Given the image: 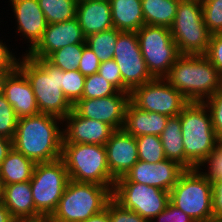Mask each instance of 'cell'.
Instances as JSON below:
<instances>
[{
	"label": "cell",
	"instance_id": "6da1fadb",
	"mask_svg": "<svg viewBox=\"0 0 222 222\" xmlns=\"http://www.w3.org/2000/svg\"><path fill=\"white\" fill-rule=\"evenodd\" d=\"M58 121L63 120L43 113L18 118L13 148L35 163L61 158L63 130Z\"/></svg>",
	"mask_w": 222,
	"mask_h": 222
},
{
	"label": "cell",
	"instance_id": "7a4b0ae2",
	"mask_svg": "<svg viewBox=\"0 0 222 222\" xmlns=\"http://www.w3.org/2000/svg\"><path fill=\"white\" fill-rule=\"evenodd\" d=\"M21 59L18 68L32 86L39 112L63 120L73 110V105L62 91V70L47 59H31L26 54Z\"/></svg>",
	"mask_w": 222,
	"mask_h": 222
},
{
	"label": "cell",
	"instance_id": "3957f363",
	"mask_svg": "<svg viewBox=\"0 0 222 222\" xmlns=\"http://www.w3.org/2000/svg\"><path fill=\"white\" fill-rule=\"evenodd\" d=\"M164 79L190 102H203L222 89V77L205 55H180Z\"/></svg>",
	"mask_w": 222,
	"mask_h": 222
},
{
	"label": "cell",
	"instance_id": "277c9868",
	"mask_svg": "<svg viewBox=\"0 0 222 222\" xmlns=\"http://www.w3.org/2000/svg\"><path fill=\"white\" fill-rule=\"evenodd\" d=\"M185 153V169H202L218 139L208 108L203 102H190L179 114Z\"/></svg>",
	"mask_w": 222,
	"mask_h": 222
},
{
	"label": "cell",
	"instance_id": "5b68a950",
	"mask_svg": "<svg viewBox=\"0 0 222 222\" xmlns=\"http://www.w3.org/2000/svg\"><path fill=\"white\" fill-rule=\"evenodd\" d=\"M114 186L69 180L51 217L59 222H82L106 209Z\"/></svg>",
	"mask_w": 222,
	"mask_h": 222
},
{
	"label": "cell",
	"instance_id": "8992f818",
	"mask_svg": "<svg viewBox=\"0 0 222 222\" xmlns=\"http://www.w3.org/2000/svg\"><path fill=\"white\" fill-rule=\"evenodd\" d=\"M61 159L65 164L70 180L114 186L116 179L109 171L105 146L63 143Z\"/></svg>",
	"mask_w": 222,
	"mask_h": 222
},
{
	"label": "cell",
	"instance_id": "52a82bcc",
	"mask_svg": "<svg viewBox=\"0 0 222 222\" xmlns=\"http://www.w3.org/2000/svg\"><path fill=\"white\" fill-rule=\"evenodd\" d=\"M170 203L194 222L213 220L212 183L198 168L186 169L169 191Z\"/></svg>",
	"mask_w": 222,
	"mask_h": 222
},
{
	"label": "cell",
	"instance_id": "ba28073f",
	"mask_svg": "<svg viewBox=\"0 0 222 222\" xmlns=\"http://www.w3.org/2000/svg\"><path fill=\"white\" fill-rule=\"evenodd\" d=\"M170 31L181 55H206L212 34L204 23L198 1L179 0Z\"/></svg>",
	"mask_w": 222,
	"mask_h": 222
},
{
	"label": "cell",
	"instance_id": "9c48e42d",
	"mask_svg": "<svg viewBox=\"0 0 222 222\" xmlns=\"http://www.w3.org/2000/svg\"><path fill=\"white\" fill-rule=\"evenodd\" d=\"M69 180L61 158L36 163L30 184L35 210L41 216H51L56 210Z\"/></svg>",
	"mask_w": 222,
	"mask_h": 222
},
{
	"label": "cell",
	"instance_id": "30bf717a",
	"mask_svg": "<svg viewBox=\"0 0 222 222\" xmlns=\"http://www.w3.org/2000/svg\"><path fill=\"white\" fill-rule=\"evenodd\" d=\"M136 33L148 72L153 78H164L181 55L170 28L143 25Z\"/></svg>",
	"mask_w": 222,
	"mask_h": 222
},
{
	"label": "cell",
	"instance_id": "8fae6325",
	"mask_svg": "<svg viewBox=\"0 0 222 222\" xmlns=\"http://www.w3.org/2000/svg\"><path fill=\"white\" fill-rule=\"evenodd\" d=\"M112 198L122 207L133 210L142 218L154 222L169 201V192L155 186L131 182L125 176L115 180Z\"/></svg>",
	"mask_w": 222,
	"mask_h": 222
},
{
	"label": "cell",
	"instance_id": "7c38bea8",
	"mask_svg": "<svg viewBox=\"0 0 222 222\" xmlns=\"http://www.w3.org/2000/svg\"><path fill=\"white\" fill-rule=\"evenodd\" d=\"M130 101L146 112H157L168 117L178 116L190 101L164 78L152 80L136 87Z\"/></svg>",
	"mask_w": 222,
	"mask_h": 222
},
{
	"label": "cell",
	"instance_id": "4fadbf2b",
	"mask_svg": "<svg viewBox=\"0 0 222 222\" xmlns=\"http://www.w3.org/2000/svg\"><path fill=\"white\" fill-rule=\"evenodd\" d=\"M113 59L119 66L124 92L131 93L136 87L153 79L141 54L136 32L119 33Z\"/></svg>",
	"mask_w": 222,
	"mask_h": 222
},
{
	"label": "cell",
	"instance_id": "5bb4252c",
	"mask_svg": "<svg viewBox=\"0 0 222 222\" xmlns=\"http://www.w3.org/2000/svg\"><path fill=\"white\" fill-rule=\"evenodd\" d=\"M129 102L130 93L118 91L107 97L80 99L73 109L81 117L99 120L112 126L115 130H121Z\"/></svg>",
	"mask_w": 222,
	"mask_h": 222
},
{
	"label": "cell",
	"instance_id": "9a60e30c",
	"mask_svg": "<svg viewBox=\"0 0 222 222\" xmlns=\"http://www.w3.org/2000/svg\"><path fill=\"white\" fill-rule=\"evenodd\" d=\"M185 170L178 162L169 159L154 164L138 160L125 177L131 182L155 186L169 192Z\"/></svg>",
	"mask_w": 222,
	"mask_h": 222
},
{
	"label": "cell",
	"instance_id": "2e32d148",
	"mask_svg": "<svg viewBox=\"0 0 222 222\" xmlns=\"http://www.w3.org/2000/svg\"><path fill=\"white\" fill-rule=\"evenodd\" d=\"M82 28L77 18L60 23L47 24L41 40L25 53L31 59H46L54 51L64 46L86 43Z\"/></svg>",
	"mask_w": 222,
	"mask_h": 222
},
{
	"label": "cell",
	"instance_id": "e0dca14e",
	"mask_svg": "<svg viewBox=\"0 0 222 222\" xmlns=\"http://www.w3.org/2000/svg\"><path fill=\"white\" fill-rule=\"evenodd\" d=\"M63 143L99 144L105 146L116 131L105 122L81 117L74 109L63 119Z\"/></svg>",
	"mask_w": 222,
	"mask_h": 222
},
{
	"label": "cell",
	"instance_id": "ac0fdd59",
	"mask_svg": "<svg viewBox=\"0 0 222 222\" xmlns=\"http://www.w3.org/2000/svg\"><path fill=\"white\" fill-rule=\"evenodd\" d=\"M1 93L13 107L18 118L40 113L32 86L18 67L2 75Z\"/></svg>",
	"mask_w": 222,
	"mask_h": 222
},
{
	"label": "cell",
	"instance_id": "d6986e66",
	"mask_svg": "<svg viewBox=\"0 0 222 222\" xmlns=\"http://www.w3.org/2000/svg\"><path fill=\"white\" fill-rule=\"evenodd\" d=\"M105 148L109 171L116 180L125 176L139 160L135 137L123 129L111 135Z\"/></svg>",
	"mask_w": 222,
	"mask_h": 222
},
{
	"label": "cell",
	"instance_id": "ffe728a7",
	"mask_svg": "<svg viewBox=\"0 0 222 222\" xmlns=\"http://www.w3.org/2000/svg\"><path fill=\"white\" fill-rule=\"evenodd\" d=\"M17 21V31L22 33L30 43L32 50L41 40L47 22L38 0H10Z\"/></svg>",
	"mask_w": 222,
	"mask_h": 222
},
{
	"label": "cell",
	"instance_id": "44dd1931",
	"mask_svg": "<svg viewBox=\"0 0 222 222\" xmlns=\"http://www.w3.org/2000/svg\"><path fill=\"white\" fill-rule=\"evenodd\" d=\"M0 201L17 222H29L41 217L35 210L30 181L2 185Z\"/></svg>",
	"mask_w": 222,
	"mask_h": 222
},
{
	"label": "cell",
	"instance_id": "7402d4cb",
	"mask_svg": "<svg viewBox=\"0 0 222 222\" xmlns=\"http://www.w3.org/2000/svg\"><path fill=\"white\" fill-rule=\"evenodd\" d=\"M76 18L85 37L113 28L110 1L78 0Z\"/></svg>",
	"mask_w": 222,
	"mask_h": 222
},
{
	"label": "cell",
	"instance_id": "603a6c76",
	"mask_svg": "<svg viewBox=\"0 0 222 222\" xmlns=\"http://www.w3.org/2000/svg\"><path fill=\"white\" fill-rule=\"evenodd\" d=\"M168 118L157 112L143 111L130 101L125 111L123 130L135 138L144 135L159 136L164 130Z\"/></svg>",
	"mask_w": 222,
	"mask_h": 222
},
{
	"label": "cell",
	"instance_id": "cb8c5ba5",
	"mask_svg": "<svg viewBox=\"0 0 222 222\" xmlns=\"http://www.w3.org/2000/svg\"><path fill=\"white\" fill-rule=\"evenodd\" d=\"M113 28L137 32L144 23L141 0H110Z\"/></svg>",
	"mask_w": 222,
	"mask_h": 222
},
{
	"label": "cell",
	"instance_id": "d4e9b609",
	"mask_svg": "<svg viewBox=\"0 0 222 222\" xmlns=\"http://www.w3.org/2000/svg\"><path fill=\"white\" fill-rule=\"evenodd\" d=\"M35 165L31 159L12 148L0 165L1 185L30 181Z\"/></svg>",
	"mask_w": 222,
	"mask_h": 222
},
{
	"label": "cell",
	"instance_id": "484cf974",
	"mask_svg": "<svg viewBox=\"0 0 222 222\" xmlns=\"http://www.w3.org/2000/svg\"><path fill=\"white\" fill-rule=\"evenodd\" d=\"M179 0H141L145 25L170 28L174 22Z\"/></svg>",
	"mask_w": 222,
	"mask_h": 222
},
{
	"label": "cell",
	"instance_id": "4316f807",
	"mask_svg": "<svg viewBox=\"0 0 222 222\" xmlns=\"http://www.w3.org/2000/svg\"><path fill=\"white\" fill-rule=\"evenodd\" d=\"M159 137L166 159L176 161L185 168L180 115L168 118L166 126Z\"/></svg>",
	"mask_w": 222,
	"mask_h": 222
},
{
	"label": "cell",
	"instance_id": "83f0119b",
	"mask_svg": "<svg viewBox=\"0 0 222 222\" xmlns=\"http://www.w3.org/2000/svg\"><path fill=\"white\" fill-rule=\"evenodd\" d=\"M47 24L76 18L78 0H38Z\"/></svg>",
	"mask_w": 222,
	"mask_h": 222
},
{
	"label": "cell",
	"instance_id": "f1b7e54d",
	"mask_svg": "<svg viewBox=\"0 0 222 222\" xmlns=\"http://www.w3.org/2000/svg\"><path fill=\"white\" fill-rule=\"evenodd\" d=\"M120 32L121 31L115 28H111L106 31L89 35L86 37L85 42L102 63L113 59L116 41Z\"/></svg>",
	"mask_w": 222,
	"mask_h": 222
},
{
	"label": "cell",
	"instance_id": "f546056e",
	"mask_svg": "<svg viewBox=\"0 0 222 222\" xmlns=\"http://www.w3.org/2000/svg\"><path fill=\"white\" fill-rule=\"evenodd\" d=\"M86 43L70 44L51 53L46 59L63 71L78 69Z\"/></svg>",
	"mask_w": 222,
	"mask_h": 222
},
{
	"label": "cell",
	"instance_id": "4dcf8cb0",
	"mask_svg": "<svg viewBox=\"0 0 222 222\" xmlns=\"http://www.w3.org/2000/svg\"><path fill=\"white\" fill-rule=\"evenodd\" d=\"M135 140L139 160L154 164L166 159L159 136L144 135L136 137Z\"/></svg>",
	"mask_w": 222,
	"mask_h": 222
},
{
	"label": "cell",
	"instance_id": "1f68e13d",
	"mask_svg": "<svg viewBox=\"0 0 222 222\" xmlns=\"http://www.w3.org/2000/svg\"><path fill=\"white\" fill-rule=\"evenodd\" d=\"M85 76L78 70H62V91L74 106L83 95Z\"/></svg>",
	"mask_w": 222,
	"mask_h": 222
},
{
	"label": "cell",
	"instance_id": "d6a6232c",
	"mask_svg": "<svg viewBox=\"0 0 222 222\" xmlns=\"http://www.w3.org/2000/svg\"><path fill=\"white\" fill-rule=\"evenodd\" d=\"M119 90L99 73L86 76L81 99L101 98L114 95Z\"/></svg>",
	"mask_w": 222,
	"mask_h": 222
},
{
	"label": "cell",
	"instance_id": "836d02e7",
	"mask_svg": "<svg viewBox=\"0 0 222 222\" xmlns=\"http://www.w3.org/2000/svg\"><path fill=\"white\" fill-rule=\"evenodd\" d=\"M18 117L6 97L0 93V136L13 140Z\"/></svg>",
	"mask_w": 222,
	"mask_h": 222
},
{
	"label": "cell",
	"instance_id": "e575fe53",
	"mask_svg": "<svg viewBox=\"0 0 222 222\" xmlns=\"http://www.w3.org/2000/svg\"><path fill=\"white\" fill-rule=\"evenodd\" d=\"M203 20L211 34L222 33V0L202 4Z\"/></svg>",
	"mask_w": 222,
	"mask_h": 222
},
{
	"label": "cell",
	"instance_id": "d590c367",
	"mask_svg": "<svg viewBox=\"0 0 222 222\" xmlns=\"http://www.w3.org/2000/svg\"><path fill=\"white\" fill-rule=\"evenodd\" d=\"M203 103L209 110L217 139L222 141V89L204 100Z\"/></svg>",
	"mask_w": 222,
	"mask_h": 222
},
{
	"label": "cell",
	"instance_id": "8d00e7d4",
	"mask_svg": "<svg viewBox=\"0 0 222 222\" xmlns=\"http://www.w3.org/2000/svg\"><path fill=\"white\" fill-rule=\"evenodd\" d=\"M106 209L108 210L110 222H150L133 210L122 207L113 198L107 203Z\"/></svg>",
	"mask_w": 222,
	"mask_h": 222
},
{
	"label": "cell",
	"instance_id": "74e56055",
	"mask_svg": "<svg viewBox=\"0 0 222 222\" xmlns=\"http://www.w3.org/2000/svg\"><path fill=\"white\" fill-rule=\"evenodd\" d=\"M208 171L202 172L208 180L213 183L222 179V141H218L217 147L204 160L203 166L206 164Z\"/></svg>",
	"mask_w": 222,
	"mask_h": 222
},
{
	"label": "cell",
	"instance_id": "f35d334b",
	"mask_svg": "<svg viewBox=\"0 0 222 222\" xmlns=\"http://www.w3.org/2000/svg\"><path fill=\"white\" fill-rule=\"evenodd\" d=\"M98 73L113 84L119 91L124 92V83L120 74V69L114 59L102 62Z\"/></svg>",
	"mask_w": 222,
	"mask_h": 222
},
{
	"label": "cell",
	"instance_id": "ab89813d",
	"mask_svg": "<svg viewBox=\"0 0 222 222\" xmlns=\"http://www.w3.org/2000/svg\"><path fill=\"white\" fill-rule=\"evenodd\" d=\"M101 61L87 45L83 47L78 70L86 77L98 73Z\"/></svg>",
	"mask_w": 222,
	"mask_h": 222
},
{
	"label": "cell",
	"instance_id": "60d3db41",
	"mask_svg": "<svg viewBox=\"0 0 222 222\" xmlns=\"http://www.w3.org/2000/svg\"><path fill=\"white\" fill-rule=\"evenodd\" d=\"M205 56L216 67L222 77V33L211 35L208 51Z\"/></svg>",
	"mask_w": 222,
	"mask_h": 222
},
{
	"label": "cell",
	"instance_id": "b9f144b4",
	"mask_svg": "<svg viewBox=\"0 0 222 222\" xmlns=\"http://www.w3.org/2000/svg\"><path fill=\"white\" fill-rule=\"evenodd\" d=\"M154 219L158 220L157 222H194L181 209L176 208L170 202L167 204L165 210Z\"/></svg>",
	"mask_w": 222,
	"mask_h": 222
},
{
	"label": "cell",
	"instance_id": "7bdbcfd3",
	"mask_svg": "<svg viewBox=\"0 0 222 222\" xmlns=\"http://www.w3.org/2000/svg\"><path fill=\"white\" fill-rule=\"evenodd\" d=\"M3 41L0 40V74H6L9 72L14 71L18 67V61L13 56L12 51L10 52L9 48L6 46V44L2 43Z\"/></svg>",
	"mask_w": 222,
	"mask_h": 222
},
{
	"label": "cell",
	"instance_id": "ee69618b",
	"mask_svg": "<svg viewBox=\"0 0 222 222\" xmlns=\"http://www.w3.org/2000/svg\"><path fill=\"white\" fill-rule=\"evenodd\" d=\"M213 219L222 220V179L212 183Z\"/></svg>",
	"mask_w": 222,
	"mask_h": 222
},
{
	"label": "cell",
	"instance_id": "f6af8a7d",
	"mask_svg": "<svg viewBox=\"0 0 222 222\" xmlns=\"http://www.w3.org/2000/svg\"><path fill=\"white\" fill-rule=\"evenodd\" d=\"M13 148V140L0 136V165Z\"/></svg>",
	"mask_w": 222,
	"mask_h": 222
},
{
	"label": "cell",
	"instance_id": "bcb514c9",
	"mask_svg": "<svg viewBox=\"0 0 222 222\" xmlns=\"http://www.w3.org/2000/svg\"><path fill=\"white\" fill-rule=\"evenodd\" d=\"M82 222H110L108 210L104 209L100 213L95 214V215L91 216L90 218H88L87 220L82 221Z\"/></svg>",
	"mask_w": 222,
	"mask_h": 222
},
{
	"label": "cell",
	"instance_id": "7dc6e473",
	"mask_svg": "<svg viewBox=\"0 0 222 222\" xmlns=\"http://www.w3.org/2000/svg\"><path fill=\"white\" fill-rule=\"evenodd\" d=\"M0 222H17L11 215L10 211L0 201Z\"/></svg>",
	"mask_w": 222,
	"mask_h": 222
},
{
	"label": "cell",
	"instance_id": "c3c4849f",
	"mask_svg": "<svg viewBox=\"0 0 222 222\" xmlns=\"http://www.w3.org/2000/svg\"><path fill=\"white\" fill-rule=\"evenodd\" d=\"M32 222H59L54 220L51 216H41L35 220H32Z\"/></svg>",
	"mask_w": 222,
	"mask_h": 222
},
{
	"label": "cell",
	"instance_id": "681fc988",
	"mask_svg": "<svg viewBox=\"0 0 222 222\" xmlns=\"http://www.w3.org/2000/svg\"><path fill=\"white\" fill-rule=\"evenodd\" d=\"M197 1L202 5V4L208 3L212 0H197Z\"/></svg>",
	"mask_w": 222,
	"mask_h": 222
},
{
	"label": "cell",
	"instance_id": "f907efd6",
	"mask_svg": "<svg viewBox=\"0 0 222 222\" xmlns=\"http://www.w3.org/2000/svg\"><path fill=\"white\" fill-rule=\"evenodd\" d=\"M206 222H222V220H210V221H206Z\"/></svg>",
	"mask_w": 222,
	"mask_h": 222
},
{
	"label": "cell",
	"instance_id": "816d5d0a",
	"mask_svg": "<svg viewBox=\"0 0 222 222\" xmlns=\"http://www.w3.org/2000/svg\"><path fill=\"white\" fill-rule=\"evenodd\" d=\"M1 80H2V75L0 74V93H1Z\"/></svg>",
	"mask_w": 222,
	"mask_h": 222
}]
</instances>
